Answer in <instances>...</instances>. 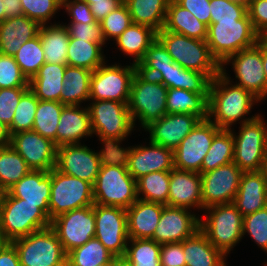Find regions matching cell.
Returning a JSON list of instances; mask_svg holds the SVG:
<instances>
[{
    "instance_id": "cell-1",
    "label": "cell",
    "mask_w": 267,
    "mask_h": 266,
    "mask_svg": "<svg viewBox=\"0 0 267 266\" xmlns=\"http://www.w3.org/2000/svg\"><path fill=\"white\" fill-rule=\"evenodd\" d=\"M224 67L210 83L208 99V118L218 128L230 130L233 123L239 121L240 124L249 122L257 115L245 118L250 110L259 100L241 86H238L227 76ZM214 117V118H213ZM245 119H244V118ZM213 118V119H212Z\"/></svg>"
},
{
    "instance_id": "cell-2",
    "label": "cell",
    "mask_w": 267,
    "mask_h": 266,
    "mask_svg": "<svg viewBox=\"0 0 267 266\" xmlns=\"http://www.w3.org/2000/svg\"><path fill=\"white\" fill-rule=\"evenodd\" d=\"M94 204L129 208L137 199L136 180L125 160L112 151L102 162L93 185Z\"/></svg>"
},
{
    "instance_id": "cell-3",
    "label": "cell",
    "mask_w": 267,
    "mask_h": 266,
    "mask_svg": "<svg viewBox=\"0 0 267 266\" xmlns=\"http://www.w3.org/2000/svg\"><path fill=\"white\" fill-rule=\"evenodd\" d=\"M51 226L49 204H31L0 193V235L6 242Z\"/></svg>"
},
{
    "instance_id": "cell-4",
    "label": "cell",
    "mask_w": 267,
    "mask_h": 266,
    "mask_svg": "<svg viewBox=\"0 0 267 266\" xmlns=\"http://www.w3.org/2000/svg\"><path fill=\"white\" fill-rule=\"evenodd\" d=\"M88 105L93 134L99 137L102 144L112 151H117L120 143L134 128L128 102L114 100H89Z\"/></svg>"
},
{
    "instance_id": "cell-5",
    "label": "cell",
    "mask_w": 267,
    "mask_h": 266,
    "mask_svg": "<svg viewBox=\"0 0 267 266\" xmlns=\"http://www.w3.org/2000/svg\"><path fill=\"white\" fill-rule=\"evenodd\" d=\"M157 38L179 66L205 73L211 80L221 72V65L212 56L206 40L190 38L163 28L157 32Z\"/></svg>"
},
{
    "instance_id": "cell-6",
    "label": "cell",
    "mask_w": 267,
    "mask_h": 266,
    "mask_svg": "<svg viewBox=\"0 0 267 266\" xmlns=\"http://www.w3.org/2000/svg\"><path fill=\"white\" fill-rule=\"evenodd\" d=\"M259 38L246 14L239 20L210 23L206 42L212 56L221 65L229 56L255 46Z\"/></svg>"
},
{
    "instance_id": "cell-7",
    "label": "cell",
    "mask_w": 267,
    "mask_h": 266,
    "mask_svg": "<svg viewBox=\"0 0 267 266\" xmlns=\"http://www.w3.org/2000/svg\"><path fill=\"white\" fill-rule=\"evenodd\" d=\"M167 89L159 80L136 71L127 104L134 125L137 119L145 129L167 114Z\"/></svg>"
},
{
    "instance_id": "cell-8",
    "label": "cell",
    "mask_w": 267,
    "mask_h": 266,
    "mask_svg": "<svg viewBox=\"0 0 267 266\" xmlns=\"http://www.w3.org/2000/svg\"><path fill=\"white\" fill-rule=\"evenodd\" d=\"M204 210L207 216L205 220L200 217L199 229L227 257L243 238V216L233 203L212 205Z\"/></svg>"
},
{
    "instance_id": "cell-9",
    "label": "cell",
    "mask_w": 267,
    "mask_h": 266,
    "mask_svg": "<svg viewBox=\"0 0 267 266\" xmlns=\"http://www.w3.org/2000/svg\"><path fill=\"white\" fill-rule=\"evenodd\" d=\"M11 243L15 246L21 266H66L67 254L51 227Z\"/></svg>"
},
{
    "instance_id": "cell-10",
    "label": "cell",
    "mask_w": 267,
    "mask_h": 266,
    "mask_svg": "<svg viewBox=\"0 0 267 266\" xmlns=\"http://www.w3.org/2000/svg\"><path fill=\"white\" fill-rule=\"evenodd\" d=\"M93 205V185L91 183L63 174L56 168L51 170L50 220L71 210Z\"/></svg>"
},
{
    "instance_id": "cell-11",
    "label": "cell",
    "mask_w": 267,
    "mask_h": 266,
    "mask_svg": "<svg viewBox=\"0 0 267 266\" xmlns=\"http://www.w3.org/2000/svg\"><path fill=\"white\" fill-rule=\"evenodd\" d=\"M261 114L253 120L240 124L239 134L234 139L233 162L243 172H259L267 153V125Z\"/></svg>"
},
{
    "instance_id": "cell-12",
    "label": "cell",
    "mask_w": 267,
    "mask_h": 266,
    "mask_svg": "<svg viewBox=\"0 0 267 266\" xmlns=\"http://www.w3.org/2000/svg\"><path fill=\"white\" fill-rule=\"evenodd\" d=\"M112 152L106 146L98 152L86 145L73 144L57 147L55 168L63 174L95 184L102 162Z\"/></svg>"
},
{
    "instance_id": "cell-13",
    "label": "cell",
    "mask_w": 267,
    "mask_h": 266,
    "mask_svg": "<svg viewBox=\"0 0 267 266\" xmlns=\"http://www.w3.org/2000/svg\"><path fill=\"white\" fill-rule=\"evenodd\" d=\"M105 64L92 71L89 100L128 102L136 64L125 67Z\"/></svg>"
},
{
    "instance_id": "cell-14",
    "label": "cell",
    "mask_w": 267,
    "mask_h": 266,
    "mask_svg": "<svg viewBox=\"0 0 267 266\" xmlns=\"http://www.w3.org/2000/svg\"><path fill=\"white\" fill-rule=\"evenodd\" d=\"M232 63L235 78L239 81L236 85L250 92L260 102L267 97V81L263 69L262 37L251 48L243 49L229 56L221 67Z\"/></svg>"
},
{
    "instance_id": "cell-15",
    "label": "cell",
    "mask_w": 267,
    "mask_h": 266,
    "mask_svg": "<svg viewBox=\"0 0 267 266\" xmlns=\"http://www.w3.org/2000/svg\"><path fill=\"white\" fill-rule=\"evenodd\" d=\"M95 238L115 257H123L128 236L125 208L94 204Z\"/></svg>"
},
{
    "instance_id": "cell-16",
    "label": "cell",
    "mask_w": 267,
    "mask_h": 266,
    "mask_svg": "<svg viewBox=\"0 0 267 266\" xmlns=\"http://www.w3.org/2000/svg\"><path fill=\"white\" fill-rule=\"evenodd\" d=\"M220 130L209 118L201 119L173 151L174 168L201 174L204 157Z\"/></svg>"
},
{
    "instance_id": "cell-17",
    "label": "cell",
    "mask_w": 267,
    "mask_h": 266,
    "mask_svg": "<svg viewBox=\"0 0 267 266\" xmlns=\"http://www.w3.org/2000/svg\"><path fill=\"white\" fill-rule=\"evenodd\" d=\"M50 227L67 254L95 237L94 205L63 213L51 220Z\"/></svg>"
},
{
    "instance_id": "cell-18",
    "label": "cell",
    "mask_w": 267,
    "mask_h": 266,
    "mask_svg": "<svg viewBox=\"0 0 267 266\" xmlns=\"http://www.w3.org/2000/svg\"><path fill=\"white\" fill-rule=\"evenodd\" d=\"M243 171L234 163L201 174L203 209L233 203Z\"/></svg>"
},
{
    "instance_id": "cell-19",
    "label": "cell",
    "mask_w": 267,
    "mask_h": 266,
    "mask_svg": "<svg viewBox=\"0 0 267 266\" xmlns=\"http://www.w3.org/2000/svg\"><path fill=\"white\" fill-rule=\"evenodd\" d=\"M149 146L120 147L117 152L125 160L128 172L137 180L155 171H171L174 168L173 150L149 142Z\"/></svg>"
},
{
    "instance_id": "cell-20",
    "label": "cell",
    "mask_w": 267,
    "mask_h": 266,
    "mask_svg": "<svg viewBox=\"0 0 267 266\" xmlns=\"http://www.w3.org/2000/svg\"><path fill=\"white\" fill-rule=\"evenodd\" d=\"M10 146L31 170L50 172L56 166L57 146L33 130L12 134Z\"/></svg>"
},
{
    "instance_id": "cell-21",
    "label": "cell",
    "mask_w": 267,
    "mask_h": 266,
    "mask_svg": "<svg viewBox=\"0 0 267 266\" xmlns=\"http://www.w3.org/2000/svg\"><path fill=\"white\" fill-rule=\"evenodd\" d=\"M190 209L164 205L153 237L159 244L183 242L199 230L200 217Z\"/></svg>"
},
{
    "instance_id": "cell-22",
    "label": "cell",
    "mask_w": 267,
    "mask_h": 266,
    "mask_svg": "<svg viewBox=\"0 0 267 266\" xmlns=\"http://www.w3.org/2000/svg\"><path fill=\"white\" fill-rule=\"evenodd\" d=\"M201 120L197 115L166 114L145 128L150 142L175 150Z\"/></svg>"
},
{
    "instance_id": "cell-23",
    "label": "cell",
    "mask_w": 267,
    "mask_h": 266,
    "mask_svg": "<svg viewBox=\"0 0 267 266\" xmlns=\"http://www.w3.org/2000/svg\"><path fill=\"white\" fill-rule=\"evenodd\" d=\"M168 206L203 210L201 174L173 168L170 171Z\"/></svg>"
},
{
    "instance_id": "cell-24",
    "label": "cell",
    "mask_w": 267,
    "mask_h": 266,
    "mask_svg": "<svg viewBox=\"0 0 267 266\" xmlns=\"http://www.w3.org/2000/svg\"><path fill=\"white\" fill-rule=\"evenodd\" d=\"M64 105L56 131V146L81 144L80 139L92 136L88 108Z\"/></svg>"
},
{
    "instance_id": "cell-25",
    "label": "cell",
    "mask_w": 267,
    "mask_h": 266,
    "mask_svg": "<svg viewBox=\"0 0 267 266\" xmlns=\"http://www.w3.org/2000/svg\"><path fill=\"white\" fill-rule=\"evenodd\" d=\"M233 204L246 216L267 206V179L259 172H243Z\"/></svg>"
},
{
    "instance_id": "cell-26",
    "label": "cell",
    "mask_w": 267,
    "mask_h": 266,
    "mask_svg": "<svg viewBox=\"0 0 267 266\" xmlns=\"http://www.w3.org/2000/svg\"><path fill=\"white\" fill-rule=\"evenodd\" d=\"M40 26L25 15L6 18L0 24V54L14 56L23 43L38 35Z\"/></svg>"
},
{
    "instance_id": "cell-27",
    "label": "cell",
    "mask_w": 267,
    "mask_h": 266,
    "mask_svg": "<svg viewBox=\"0 0 267 266\" xmlns=\"http://www.w3.org/2000/svg\"><path fill=\"white\" fill-rule=\"evenodd\" d=\"M163 208V204L137 199L126 209L129 238L151 239Z\"/></svg>"
},
{
    "instance_id": "cell-28",
    "label": "cell",
    "mask_w": 267,
    "mask_h": 266,
    "mask_svg": "<svg viewBox=\"0 0 267 266\" xmlns=\"http://www.w3.org/2000/svg\"><path fill=\"white\" fill-rule=\"evenodd\" d=\"M10 196L31 204H49L51 171L30 170L6 191Z\"/></svg>"
},
{
    "instance_id": "cell-29",
    "label": "cell",
    "mask_w": 267,
    "mask_h": 266,
    "mask_svg": "<svg viewBox=\"0 0 267 266\" xmlns=\"http://www.w3.org/2000/svg\"><path fill=\"white\" fill-rule=\"evenodd\" d=\"M185 266H227L226 256L199 229L183 241Z\"/></svg>"
},
{
    "instance_id": "cell-30",
    "label": "cell",
    "mask_w": 267,
    "mask_h": 266,
    "mask_svg": "<svg viewBox=\"0 0 267 266\" xmlns=\"http://www.w3.org/2000/svg\"><path fill=\"white\" fill-rule=\"evenodd\" d=\"M66 66L45 62L29 80V89L39 100L60 102Z\"/></svg>"
},
{
    "instance_id": "cell-31",
    "label": "cell",
    "mask_w": 267,
    "mask_h": 266,
    "mask_svg": "<svg viewBox=\"0 0 267 266\" xmlns=\"http://www.w3.org/2000/svg\"><path fill=\"white\" fill-rule=\"evenodd\" d=\"M167 88H181L199 94H209L211 79L202 72L188 70L173 62L155 78Z\"/></svg>"
},
{
    "instance_id": "cell-32",
    "label": "cell",
    "mask_w": 267,
    "mask_h": 266,
    "mask_svg": "<svg viewBox=\"0 0 267 266\" xmlns=\"http://www.w3.org/2000/svg\"><path fill=\"white\" fill-rule=\"evenodd\" d=\"M163 29L199 40H206L208 35V26L174 0L169 2Z\"/></svg>"
},
{
    "instance_id": "cell-33",
    "label": "cell",
    "mask_w": 267,
    "mask_h": 266,
    "mask_svg": "<svg viewBox=\"0 0 267 266\" xmlns=\"http://www.w3.org/2000/svg\"><path fill=\"white\" fill-rule=\"evenodd\" d=\"M45 61L51 64L67 65L69 32L65 25H41L38 32Z\"/></svg>"
},
{
    "instance_id": "cell-34",
    "label": "cell",
    "mask_w": 267,
    "mask_h": 266,
    "mask_svg": "<svg viewBox=\"0 0 267 266\" xmlns=\"http://www.w3.org/2000/svg\"><path fill=\"white\" fill-rule=\"evenodd\" d=\"M209 94H199L181 88L167 89V114H191L208 118Z\"/></svg>"
},
{
    "instance_id": "cell-35",
    "label": "cell",
    "mask_w": 267,
    "mask_h": 266,
    "mask_svg": "<svg viewBox=\"0 0 267 266\" xmlns=\"http://www.w3.org/2000/svg\"><path fill=\"white\" fill-rule=\"evenodd\" d=\"M170 0H124L132 23L146 25L159 32L165 24Z\"/></svg>"
},
{
    "instance_id": "cell-36",
    "label": "cell",
    "mask_w": 267,
    "mask_h": 266,
    "mask_svg": "<svg viewBox=\"0 0 267 266\" xmlns=\"http://www.w3.org/2000/svg\"><path fill=\"white\" fill-rule=\"evenodd\" d=\"M156 38L157 32L151 27L131 23L115 41L124 54L134 56L133 64L137 65Z\"/></svg>"
},
{
    "instance_id": "cell-37",
    "label": "cell",
    "mask_w": 267,
    "mask_h": 266,
    "mask_svg": "<svg viewBox=\"0 0 267 266\" xmlns=\"http://www.w3.org/2000/svg\"><path fill=\"white\" fill-rule=\"evenodd\" d=\"M92 71L66 66L60 102L64 105H81L89 101Z\"/></svg>"
},
{
    "instance_id": "cell-38",
    "label": "cell",
    "mask_w": 267,
    "mask_h": 266,
    "mask_svg": "<svg viewBox=\"0 0 267 266\" xmlns=\"http://www.w3.org/2000/svg\"><path fill=\"white\" fill-rule=\"evenodd\" d=\"M102 45L77 38H70L67 50V66L94 71L106 63Z\"/></svg>"
},
{
    "instance_id": "cell-39",
    "label": "cell",
    "mask_w": 267,
    "mask_h": 266,
    "mask_svg": "<svg viewBox=\"0 0 267 266\" xmlns=\"http://www.w3.org/2000/svg\"><path fill=\"white\" fill-rule=\"evenodd\" d=\"M169 183L170 171L148 173L136 180L137 197L143 201L168 205Z\"/></svg>"
},
{
    "instance_id": "cell-40",
    "label": "cell",
    "mask_w": 267,
    "mask_h": 266,
    "mask_svg": "<svg viewBox=\"0 0 267 266\" xmlns=\"http://www.w3.org/2000/svg\"><path fill=\"white\" fill-rule=\"evenodd\" d=\"M234 139L232 131L221 129L212 141L208 153L204 157L201 174L233 162Z\"/></svg>"
},
{
    "instance_id": "cell-41",
    "label": "cell",
    "mask_w": 267,
    "mask_h": 266,
    "mask_svg": "<svg viewBox=\"0 0 267 266\" xmlns=\"http://www.w3.org/2000/svg\"><path fill=\"white\" fill-rule=\"evenodd\" d=\"M30 170L26 161L10 145L0 148V193L6 192Z\"/></svg>"
},
{
    "instance_id": "cell-42",
    "label": "cell",
    "mask_w": 267,
    "mask_h": 266,
    "mask_svg": "<svg viewBox=\"0 0 267 266\" xmlns=\"http://www.w3.org/2000/svg\"><path fill=\"white\" fill-rule=\"evenodd\" d=\"M115 257L97 239L92 238L84 245L67 253V266H98L110 263Z\"/></svg>"
},
{
    "instance_id": "cell-43",
    "label": "cell",
    "mask_w": 267,
    "mask_h": 266,
    "mask_svg": "<svg viewBox=\"0 0 267 266\" xmlns=\"http://www.w3.org/2000/svg\"><path fill=\"white\" fill-rule=\"evenodd\" d=\"M64 104L57 101L39 100L33 131L51 140L56 145V131Z\"/></svg>"
},
{
    "instance_id": "cell-44",
    "label": "cell",
    "mask_w": 267,
    "mask_h": 266,
    "mask_svg": "<svg viewBox=\"0 0 267 266\" xmlns=\"http://www.w3.org/2000/svg\"><path fill=\"white\" fill-rule=\"evenodd\" d=\"M160 250L161 244L152 239L129 238L123 257L133 266H161Z\"/></svg>"
},
{
    "instance_id": "cell-45",
    "label": "cell",
    "mask_w": 267,
    "mask_h": 266,
    "mask_svg": "<svg viewBox=\"0 0 267 266\" xmlns=\"http://www.w3.org/2000/svg\"><path fill=\"white\" fill-rule=\"evenodd\" d=\"M173 63L172 57L162 42L156 38L139 61L137 71L142 75L156 78L161 71L166 70Z\"/></svg>"
},
{
    "instance_id": "cell-46",
    "label": "cell",
    "mask_w": 267,
    "mask_h": 266,
    "mask_svg": "<svg viewBox=\"0 0 267 266\" xmlns=\"http://www.w3.org/2000/svg\"><path fill=\"white\" fill-rule=\"evenodd\" d=\"M14 58L21 72L30 80L46 62L39 34L23 43Z\"/></svg>"
},
{
    "instance_id": "cell-47",
    "label": "cell",
    "mask_w": 267,
    "mask_h": 266,
    "mask_svg": "<svg viewBox=\"0 0 267 266\" xmlns=\"http://www.w3.org/2000/svg\"><path fill=\"white\" fill-rule=\"evenodd\" d=\"M39 99L28 89L20 98L12 124L8 127L10 135L33 129Z\"/></svg>"
},
{
    "instance_id": "cell-48",
    "label": "cell",
    "mask_w": 267,
    "mask_h": 266,
    "mask_svg": "<svg viewBox=\"0 0 267 266\" xmlns=\"http://www.w3.org/2000/svg\"><path fill=\"white\" fill-rule=\"evenodd\" d=\"M24 15L46 25L58 10L62 8V0H20ZM49 20V21H48Z\"/></svg>"
},
{
    "instance_id": "cell-49",
    "label": "cell",
    "mask_w": 267,
    "mask_h": 266,
    "mask_svg": "<svg viewBox=\"0 0 267 266\" xmlns=\"http://www.w3.org/2000/svg\"><path fill=\"white\" fill-rule=\"evenodd\" d=\"M246 233L267 253V206L243 217L242 236Z\"/></svg>"
},
{
    "instance_id": "cell-50",
    "label": "cell",
    "mask_w": 267,
    "mask_h": 266,
    "mask_svg": "<svg viewBox=\"0 0 267 266\" xmlns=\"http://www.w3.org/2000/svg\"><path fill=\"white\" fill-rule=\"evenodd\" d=\"M132 23L131 15L125 3L117 9L112 10L100 21L105 40L109 38L116 40L124 30Z\"/></svg>"
},
{
    "instance_id": "cell-51",
    "label": "cell",
    "mask_w": 267,
    "mask_h": 266,
    "mask_svg": "<svg viewBox=\"0 0 267 266\" xmlns=\"http://www.w3.org/2000/svg\"><path fill=\"white\" fill-rule=\"evenodd\" d=\"M210 23L239 20L247 14V4L233 0H210Z\"/></svg>"
},
{
    "instance_id": "cell-52",
    "label": "cell",
    "mask_w": 267,
    "mask_h": 266,
    "mask_svg": "<svg viewBox=\"0 0 267 266\" xmlns=\"http://www.w3.org/2000/svg\"><path fill=\"white\" fill-rule=\"evenodd\" d=\"M29 87V80L21 72L14 56L0 54V89Z\"/></svg>"
},
{
    "instance_id": "cell-53",
    "label": "cell",
    "mask_w": 267,
    "mask_h": 266,
    "mask_svg": "<svg viewBox=\"0 0 267 266\" xmlns=\"http://www.w3.org/2000/svg\"><path fill=\"white\" fill-rule=\"evenodd\" d=\"M28 89L29 87L0 89V121L7 127L12 124L20 98Z\"/></svg>"
},
{
    "instance_id": "cell-54",
    "label": "cell",
    "mask_w": 267,
    "mask_h": 266,
    "mask_svg": "<svg viewBox=\"0 0 267 266\" xmlns=\"http://www.w3.org/2000/svg\"><path fill=\"white\" fill-rule=\"evenodd\" d=\"M70 38L82 39L102 46L106 43L100 22L95 23H70L65 25Z\"/></svg>"
},
{
    "instance_id": "cell-55",
    "label": "cell",
    "mask_w": 267,
    "mask_h": 266,
    "mask_svg": "<svg viewBox=\"0 0 267 266\" xmlns=\"http://www.w3.org/2000/svg\"><path fill=\"white\" fill-rule=\"evenodd\" d=\"M247 14L255 32L267 36V0H248Z\"/></svg>"
},
{
    "instance_id": "cell-56",
    "label": "cell",
    "mask_w": 267,
    "mask_h": 266,
    "mask_svg": "<svg viewBox=\"0 0 267 266\" xmlns=\"http://www.w3.org/2000/svg\"><path fill=\"white\" fill-rule=\"evenodd\" d=\"M62 7L71 18L70 23H95L90 6L81 0H62Z\"/></svg>"
},
{
    "instance_id": "cell-57",
    "label": "cell",
    "mask_w": 267,
    "mask_h": 266,
    "mask_svg": "<svg viewBox=\"0 0 267 266\" xmlns=\"http://www.w3.org/2000/svg\"><path fill=\"white\" fill-rule=\"evenodd\" d=\"M161 266H185L183 242L161 244Z\"/></svg>"
},
{
    "instance_id": "cell-58",
    "label": "cell",
    "mask_w": 267,
    "mask_h": 266,
    "mask_svg": "<svg viewBox=\"0 0 267 266\" xmlns=\"http://www.w3.org/2000/svg\"><path fill=\"white\" fill-rule=\"evenodd\" d=\"M178 5L190 11L198 20L209 26L210 0H174Z\"/></svg>"
},
{
    "instance_id": "cell-59",
    "label": "cell",
    "mask_w": 267,
    "mask_h": 266,
    "mask_svg": "<svg viewBox=\"0 0 267 266\" xmlns=\"http://www.w3.org/2000/svg\"><path fill=\"white\" fill-rule=\"evenodd\" d=\"M123 3L124 0H100V1H92V3L89 4V6L95 20L100 22L112 10L117 9Z\"/></svg>"
},
{
    "instance_id": "cell-60",
    "label": "cell",
    "mask_w": 267,
    "mask_h": 266,
    "mask_svg": "<svg viewBox=\"0 0 267 266\" xmlns=\"http://www.w3.org/2000/svg\"><path fill=\"white\" fill-rule=\"evenodd\" d=\"M0 266H21L18 253L11 242H5L0 248Z\"/></svg>"
},
{
    "instance_id": "cell-61",
    "label": "cell",
    "mask_w": 267,
    "mask_h": 266,
    "mask_svg": "<svg viewBox=\"0 0 267 266\" xmlns=\"http://www.w3.org/2000/svg\"><path fill=\"white\" fill-rule=\"evenodd\" d=\"M4 2L5 19L24 15L20 0H2Z\"/></svg>"
},
{
    "instance_id": "cell-62",
    "label": "cell",
    "mask_w": 267,
    "mask_h": 266,
    "mask_svg": "<svg viewBox=\"0 0 267 266\" xmlns=\"http://www.w3.org/2000/svg\"><path fill=\"white\" fill-rule=\"evenodd\" d=\"M11 135L8 127L0 121V148L10 145Z\"/></svg>"
},
{
    "instance_id": "cell-63",
    "label": "cell",
    "mask_w": 267,
    "mask_h": 266,
    "mask_svg": "<svg viewBox=\"0 0 267 266\" xmlns=\"http://www.w3.org/2000/svg\"><path fill=\"white\" fill-rule=\"evenodd\" d=\"M262 60L264 74L267 81V36L262 37Z\"/></svg>"
},
{
    "instance_id": "cell-64",
    "label": "cell",
    "mask_w": 267,
    "mask_h": 266,
    "mask_svg": "<svg viewBox=\"0 0 267 266\" xmlns=\"http://www.w3.org/2000/svg\"><path fill=\"white\" fill-rule=\"evenodd\" d=\"M114 266H133L124 257L114 258Z\"/></svg>"
},
{
    "instance_id": "cell-65",
    "label": "cell",
    "mask_w": 267,
    "mask_h": 266,
    "mask_svg": "<svg viewBox=\"0 0 267 266\" xmlns=\"http://www.w3.org/2000/svg\"><path fill=\"white\" fill-rule=\"evenodd\" d=\"M260 172L263 174V176L267 179V153L264 156L262 167Z\"/></svg>"
},
{
    "instance_id": "cell-66",
    "label": "cell",
    "mask_w": 267,
    "mask_h": 266,
    "mask_svg": "<svg viewBox=\"0 0 267 266\" xmlns=\"http://www.w3.org/2000/svg\"><path fill=\"white\" fill-rule=\"evenodd\" d=\"M5 20L4 2L0 0V24Z\"/></svg>"
},
{
    "instance_id": "cell-67",
    "label": "cell",
    "mask_w": 267,
    "mask_h": 266,
    "mask_svg": "<svg viewBox=\"0 0 267 266\" xmlns=\"http://www.w3.org/2000/svg\"><path fill=\"white\" fill-rule=\"evenodd\" d=\"M98 266H114V259L110 263L101 264V265H98Z\"/></svg>"
},
{
    "instance_id": "cell-68",
    "label": "cell",
    "mask_w": 267,
    "mask_h": 266,
    "mask_svg": "<svg viewBox=\"0 0 267 266\" xmlns=\"http://www.w3.org/2000/svg\"><path fill=\"white\" fill-rule=\"evenodd\" d=\"M6 241L2 238V236L0 235V248L1 246L5 243Z\"/></svg>"
},
{
    "instance_id": "cell-69",
    "label": "cell",
    "mask_w": 267,
    "mask_h": 266,
    "mask_svg": "<svg viewBox=\"0 0 267 266\" xmlns=\"http://www.w3.org/2000/svg\"><path fill=\"white\" fill-rule=\"evenodd\" d=\"M81 1H84L86 2L88 5L92 3V1H100V0H81Z\"/></svg>"
},
{
    "instance_id": "cell-70",
    "label": "cell",
    "mask_w": 267,
    "mask_h": 266,
    "mask_svg": "<svg viewBox=\"0 0 267 266\" xmlns=\"http://www.w3.org/2000/svg\"><path fill=\"white\" fill-rule=\"evenodd\" d=\"M233 1L242 2V3H245V4L248 3V0H233Z\"/></svg>"
}]
</instances>
